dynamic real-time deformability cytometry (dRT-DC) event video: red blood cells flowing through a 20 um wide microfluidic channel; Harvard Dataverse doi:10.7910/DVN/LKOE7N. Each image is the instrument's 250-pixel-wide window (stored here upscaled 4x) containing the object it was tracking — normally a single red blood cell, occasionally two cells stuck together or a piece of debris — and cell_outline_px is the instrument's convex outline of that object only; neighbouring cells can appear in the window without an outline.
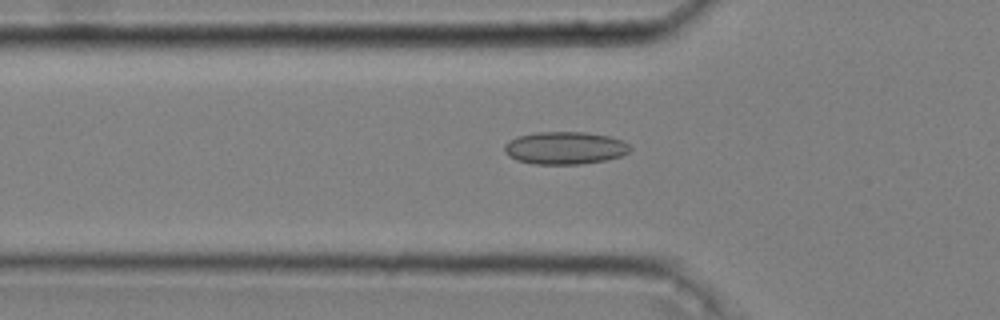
{"species": "common noctule bat (a hibernating species)", "species_latin": "Nyctalus noctula", "temperature_condition": "cold", "stored_images_in_passage": 50, "camera_frame_rate_fps": 3000, "um_per_image_px": 0.085, "animal": {"sex": "male", "body_mass_g": 20.4}, "frame": {"image": 1, "passage_image": 18, "time_ms": 5.667, "image_size_px": [1000, 320], "cell_outline_px": [[632, 148], [628, 152], [620, 156], [604, 160], [580, 164], [532, 164], [516, 160], [508, 156], [504, 152], [504, 144], [508, 140], [516, 136], [536, 132], [584, 132], [608, 136], [620, 140], [628, 144]], "centroid_in_image_um": [47.95, 12.58], "position_along_channel_um": 77.8, "area_um2": 23.93}}
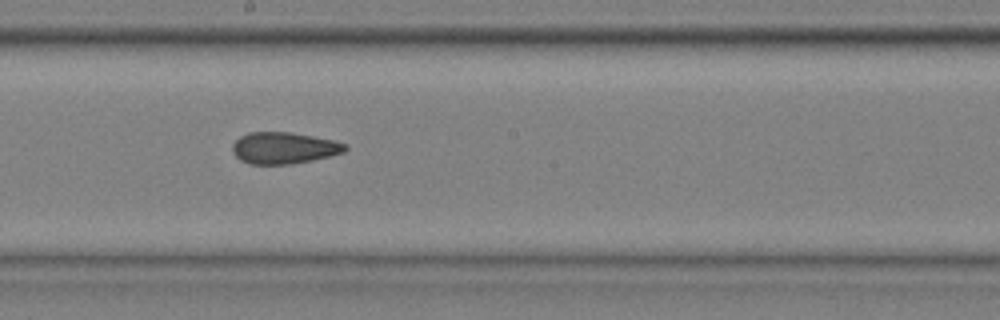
{"frame": {"image": 2, "passage_image": 30, "time_ms": 9.667, "image_size_px": [1000, 320], "cell_outline_px": [[348, 148], [344, 152], [312, 160], [288, 164], [248, 164], [240, 160], [232, 152], [232, 144], [240, 136], [248, 132], [292, 132], [336, 140], [348, 144]], "centroid_in_image_um": [24.14, 12.56], "position_along_channel_um": 224.1, "area_um2": 20.92}}
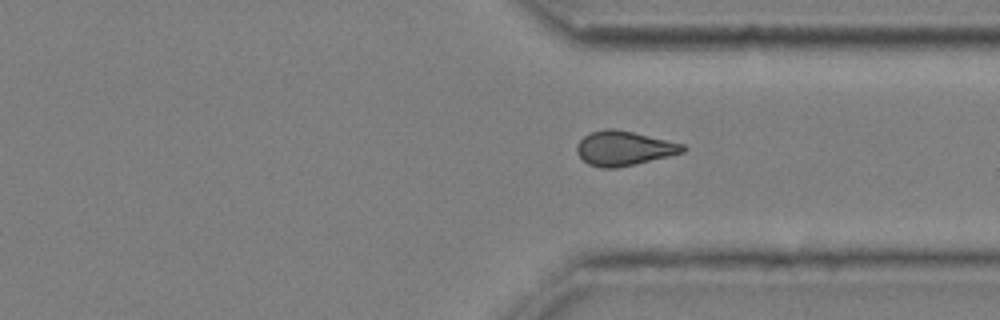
{"frame": {"image": 3, "passage_image": 41, "time_ms": 13.333, "image_size_px": [1000, 320], "cell_outline_px": [[688, 148], [684, 152], [668, 156], [616, 168], [600, 168], [588, 164], [576, 152], [576, 148], [580, 140], [584, 136], [592, 132], [604, 128], [612, 128], [632, 132], [684, 144]], "centroid_in_image_um": [53.02, 12.6], "position_along_channel_um": 358.4, "area_um2": 21.1}, "authors_computed_cell_mechanics": {"area_um2": 21.386, "velocity_mm_per_s": 3.6483, "shape_relaxation_time_tau1_ms": null, "shape_relaxation_time_tau2_ms": 2.6403, "deformation_change_tau1": null, "deformation_change_tau2": 0.0904}}